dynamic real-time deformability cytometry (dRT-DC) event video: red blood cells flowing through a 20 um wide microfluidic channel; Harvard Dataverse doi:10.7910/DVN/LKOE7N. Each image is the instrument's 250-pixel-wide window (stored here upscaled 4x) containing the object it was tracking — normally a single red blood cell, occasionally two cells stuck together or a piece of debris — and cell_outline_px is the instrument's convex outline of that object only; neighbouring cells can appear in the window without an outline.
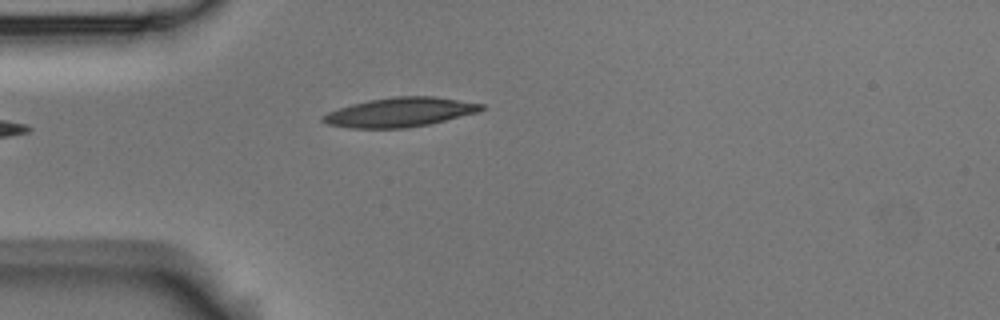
{"species": "Egyptian fruit bat (a non-hibernating species)", "species_latin": "Rousettus aegyptiacus", "temperature_condition": "room temperature", "stored_images_in_passage": 4, "camera_frame_rate_fps": 3000, "um_per_image_px": 0.085, "animal": {"sex": "male"}, "frame": {"image": 1, "passage_image": 4, "time_ms": 1.0, "image_size_px": [1000, 320], "cell_outline_px": [[484, 108], [480, 112], [428, 124], [404, 128], [348, 128], [328, 124], [320, 120], [320, 116], [328, 112], [352, 104], [368, 100], [396, 96], [432, 96], [484, 104]], "centroid_in_image_um": [33.98, 9.54], "position_along_channel_um": 51.0, "area_um2": 26.93}}